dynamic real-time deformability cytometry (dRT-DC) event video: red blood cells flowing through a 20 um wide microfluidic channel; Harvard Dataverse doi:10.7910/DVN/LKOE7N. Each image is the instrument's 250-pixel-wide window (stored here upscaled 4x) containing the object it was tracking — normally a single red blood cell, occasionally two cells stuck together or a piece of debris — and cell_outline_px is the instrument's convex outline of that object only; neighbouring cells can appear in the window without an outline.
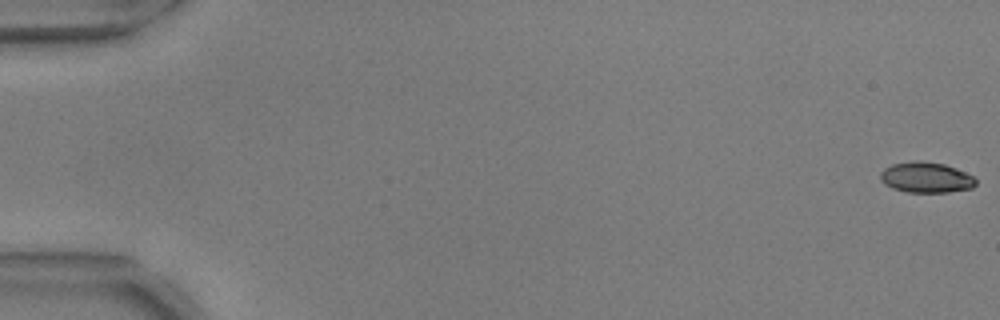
{"species": "common noctule bat (a hibernating species)", "species_latin": "Nyctalus noctula", "temperature_condition": "warm", "stored_images_in_passage": 56, "camera_frame_rate_fps": 3000, "um_per_image_px": 0.085, "animal": {"sex": "male", "body_mass_g": 17.9, "forearm_length_mm": 54.2}, "frame": {"image": 1, "passage_image": 1, "time_ms": 0.0, "image_size_px": [1000, 320], "cell_outline_px": [[976, 184], [972, 188], [948, 192], [908, 192], [892, 188], [884, 184], [880, 180], [880, 172], [884, 168], [892, 164], [916, 160], [920, 160], [944, 164], [956, 168], [972, 176], [976, 180]], "centroid_in_image_um": [78.69, 15.08], "position_along_channel_um": 6.3, "area_um2": 17.05}}
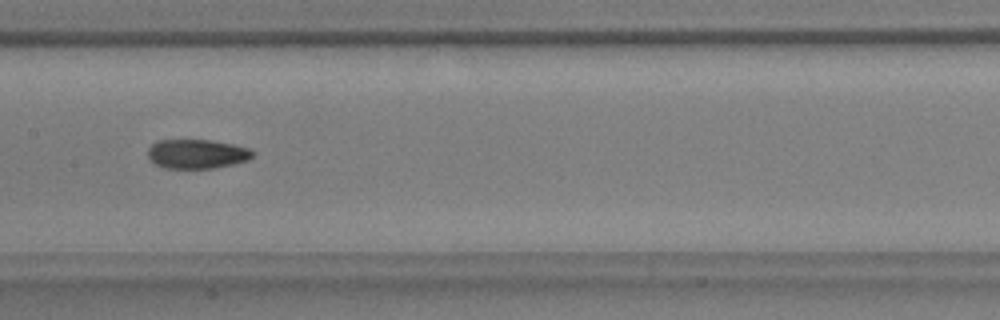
{"frame": {"image": 2, "passage_image": 29, "time_ms": 9.333, "image_size_px": [1000, 320], "cell_outline_px": [[256, 152], [248, 160], [216, 168], [164, 168], [156, 164], [148, 156], [148, 148], [156, 140], [212, 140], [252, 148]], "centroid_in_image_um": [16.77, 13.07], "position_along_channel_um": 190.6, "area_um2": 17.98}}
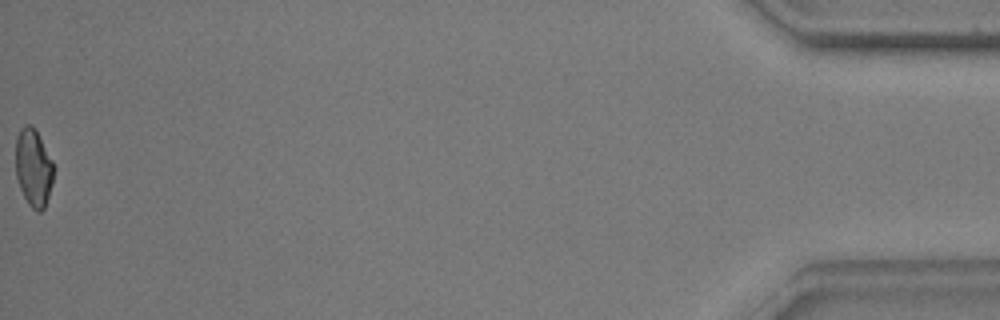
{"frame": {"image": 3, "passage_image": 56, "time_ms": 18.333, "image_size_px": [1000, 320], "cell_outline_px": [[56, 168], [52, 184], [44, 208], [40, 212], [36, 212], [28, 204], [20, 188], [16, 176], [16, 136], [20, 128], [24, 124], [32, 124], [36, 128]], "centroid_in_image_um": [2.86, 14.22], "position_along_channel_um": 432.3, "area_um2": 17.57}, "authors_computed_cell_mechanics": {"area_um2": 17.8024, "velocity_mm_per_s": 3.7177, "shape_relaxation_time_tau1_ms": 6.8479, "shape_relaxation_time_tau2_ms": 2.7211, "deformation_change_tau1": 0.2032, "deformation_change_tau2": 0.0882}}